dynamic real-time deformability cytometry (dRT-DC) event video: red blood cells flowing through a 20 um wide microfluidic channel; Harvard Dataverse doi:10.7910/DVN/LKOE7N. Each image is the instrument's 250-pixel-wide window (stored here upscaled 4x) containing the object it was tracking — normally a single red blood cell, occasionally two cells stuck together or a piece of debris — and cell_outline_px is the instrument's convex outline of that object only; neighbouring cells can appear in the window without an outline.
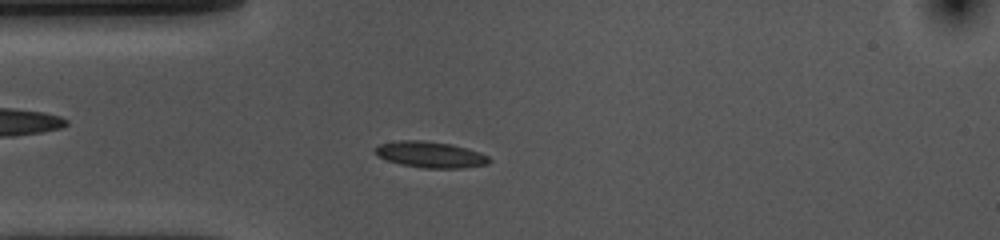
{"species": "common noctule bat (a hibernating species)", "species_latin": "Nyctalus noctula", "temperature_condition": "cold", "stored_images_in_passage": 53, "camera_frame_rate_fps": 3000, "um_per_image_px": 0.085, "animal": {"sex": "female", "body_mass_g": 10.0, "forearm_length_mm": 53.1}, "frame": {"image": 1, "passage_image": 12, "time_ms": 3.667, "image_size_px": [1000, 240], "cell_outline_px": [[492, 160], [488, 164], [464, 168], [424, 168], [400, 164], [388, 160], [372, 152], [380, 144], [400, 140], [424, 140], [452, 144], [468, 148], [480, 152], [488, 156]], "centroid_in_image_um": [36.63, 13.14], "position_along_channel_um": 48.4, "area_um2": 17.46}}
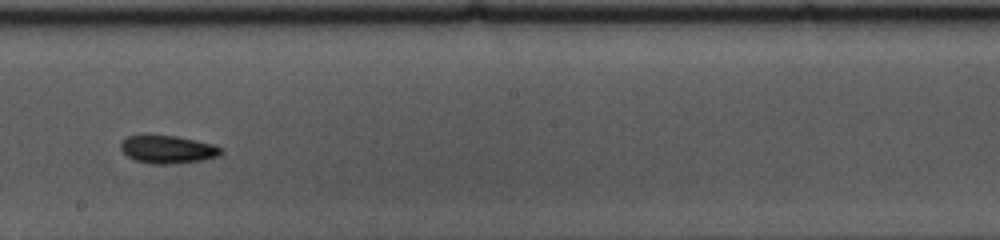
{"frame": {"image": 2, "passage_image": 28, "time_ms": 9.0, "image_size_px": [1000, 240], "cell_outline_px": [[224, 152], [220, 156], [204, 160], [168, 164], [152, 164], [136, 160], [128, 156], [120, 148], [120, 144], [128, 136], [144, 132], [176, 136], [216, 144], [224, 148]], "centroid_in_image_um": [14.29, 12.66], "position_along_channel_um": 233.9, "area_um2": 16.99}}
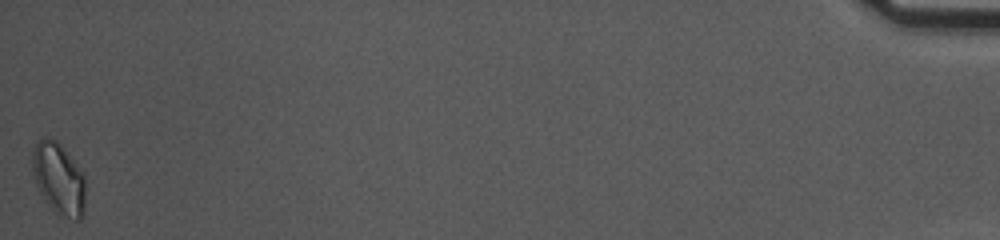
{"frame": {"image": 3, "passage_image": 53, "time_ms": 17.333, "image_size_px": [1000, 240], "cell_outline_px": [[84, 212], [80, 220], [76, 220], [56, 216], [44, 200], [36, 184], [32, 172], [32, 148], [36, 140], [44, 136], [56, 140], [60, 144], [84, 176]], "centroid_in_image_um": [4.95, 15.21], "position_along_channel_um": 430.3, "area_um2": 22.43}, "authors_computed_cell_mechanics": {"area_um2": 16.2418, "velocity_mm_per_s": 3.5979, "shape_relaxation_time_tau1_ms": 3.6373, "shape_relaxation_time_tau2_ms": null, "deformation_change_tau1": 0.0981, "deformation_change_tau2": null}}